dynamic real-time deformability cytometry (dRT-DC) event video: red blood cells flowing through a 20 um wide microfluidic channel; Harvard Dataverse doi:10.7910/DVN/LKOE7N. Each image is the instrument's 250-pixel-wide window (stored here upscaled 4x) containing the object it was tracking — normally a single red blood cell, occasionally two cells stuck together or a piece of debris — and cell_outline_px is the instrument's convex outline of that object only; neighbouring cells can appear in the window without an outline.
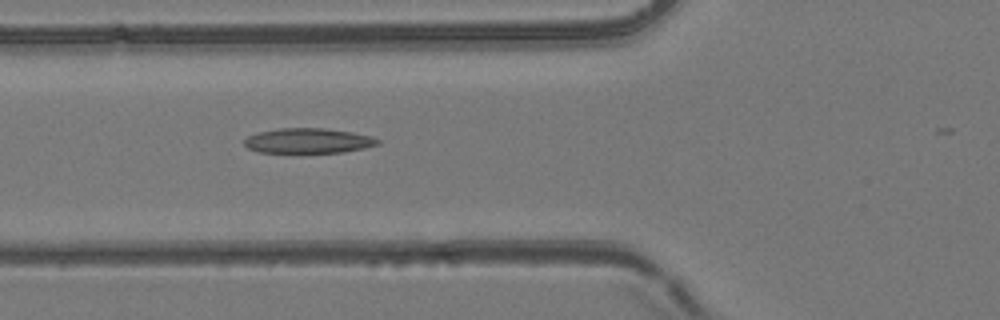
{"species": "common noctule bat (a hibernating species)", "species_latin": "Nyctalus noctula", "temperature_condition": "room temperature", "stored_images_in_passage": 22, "camera_frame_rate_fps": 3000, "um_per_image_px": 0.085, "animal": {"sex": "female", "body_mass_g": 24.6, "forearm_length_mm": 56.2}, "frame": {"image": 1, "passage_image": 21, "time_ms": 6.667, "image_size_px": [1000, 320], "cell_outline_px": [[380, 144], [364, 148], [344, 152], [256, 152], [248, 148], [244, 144], [244, 140], [248, 136], [260, 132], [280, 128], [324, 128], [352, 132], [372, 136], [380, 140]], "centroid_in_image_um": [26.22, 11.96], "position_along_channel_um": 99.6, "area_um2": 19.36}}